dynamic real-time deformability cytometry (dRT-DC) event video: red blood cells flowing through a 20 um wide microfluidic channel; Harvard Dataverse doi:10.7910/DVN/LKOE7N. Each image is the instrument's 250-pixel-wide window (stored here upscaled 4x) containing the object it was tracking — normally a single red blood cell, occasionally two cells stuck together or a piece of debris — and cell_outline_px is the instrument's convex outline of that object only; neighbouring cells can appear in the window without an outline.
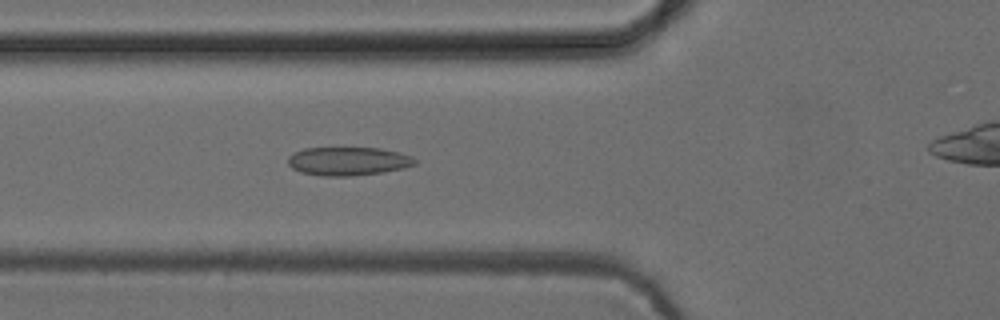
{"species": "common noctule bat (a hibernating species)", "species_latin": "Nyctalus noctula", "temperature_condition": "cold", "stored_images_in_passage": 44, "camera_frame_rate_fps": 3000, "um_per_image_px": 0.085, "animal": {"sex": "female", "body_mass_g": 24.6, "forearm_length_mm": 56.2}, "frame": {"image": 1, "passage_image": 18, "time_ms": 5.667, "image_size_px": [1000, 320], "cell_outline_px": [[416, 164], [404, 168], [384, 172], [352, 176], [320, 176], [300, 172], [292, 168], [288, 164], [288, 156], [292, 152], [304, 148], [380, 148], [400, 152], [412, 156], [416, 160]], "centroid_in_image_um": [29.58, 13.7], "position_along_channel_um": 96.2, "area_um2": 21.33}}
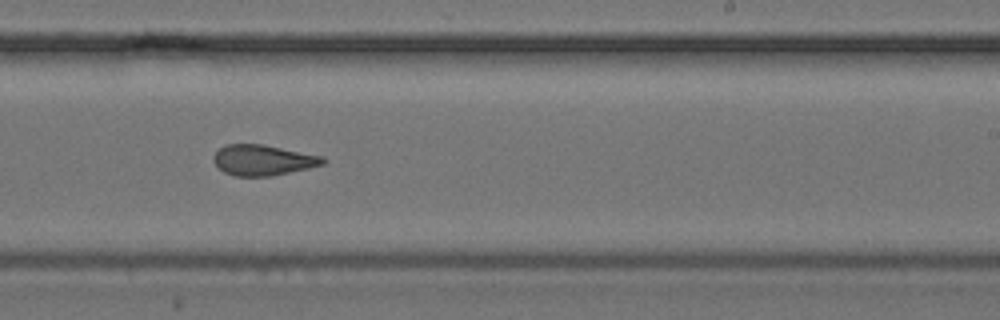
{"frame": {"image": 2, "passage_image": 31, "time_ms": 10.0, "image_size_px": [1000, 320], "cell_outline_px": [[328, 160], [324, 164], [308, 168], [272, 176], [236, 176], [224, 172], [212, 160], [212, 156], [224, 144], [260, 144], [324, 156]], "centroid_in_image_um": [22.36, 13.61], "position_along_channel_um": 266.6, "area_um2": 19.48}}
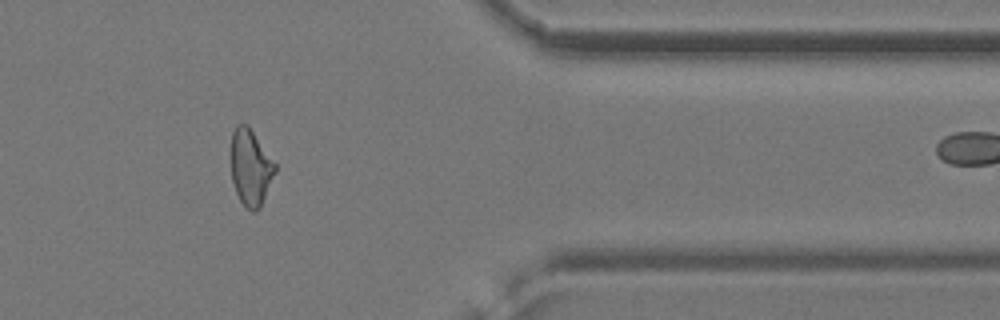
{"frame": {"image": 3, "passage_image": 42, "time_ms": 13.667, "image_size_px": [1000, 320], "cell_outline_px": [[276, 172], [260, 208], [256, 212], [252, 212], [240, 200], [236, 192], [232, 180], [232, 132], [236, 124], [248, 124], [276, 164]], "centroid_in_image_um": [21.32, 14.23], "position_along_channel_um": 390.1, "area_um2": 19.48}, "authors_computed_cell_mechanics": {"area_um2": 20.7791, "velocity_mm_per_s": 3.9215, "shape_relaxation_time_tau1_ms": 8.0269, "shape_relaxation_time_tau2_ms": 2.2539, "deformation_change_tau1": 0.1575, "deformation_change_tau2": 0.0878}}